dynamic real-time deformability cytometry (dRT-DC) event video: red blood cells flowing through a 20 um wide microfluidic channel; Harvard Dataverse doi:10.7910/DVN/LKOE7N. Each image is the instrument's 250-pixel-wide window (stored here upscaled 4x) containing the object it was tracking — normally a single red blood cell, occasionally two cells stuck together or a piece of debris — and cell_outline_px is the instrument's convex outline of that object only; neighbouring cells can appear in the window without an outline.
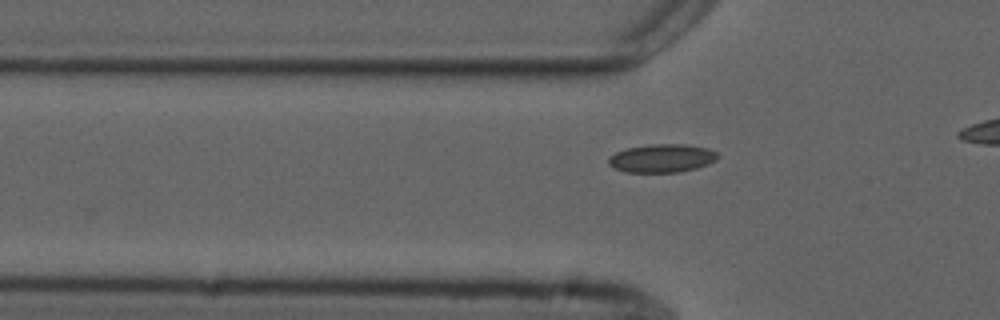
{"species": "common noctule bat (a hibernating species)", "species_latin": "Nyctalus noctula", "temperature_condition": "cold", "stored_images_in_passage": 8, "camera_frame_rate_fps": 3000, "um_per_image_px": 0.085, "animal": {"sex": "male", "forearm_length_mm": 52.5}, "frame": {"image": 1, "passage_image": 3, "time_ms": 0.667, "image_size_px": [1000, 320], "cell_outline_px": [[720, 156], [716, 160], [708, 164], [696, 168], [680, 172], [624, 172], [608, 164], [608, 156], [616, 152], [628, 148], [652, 144], [688, 144], [708, 148], [716, 152]], "centroid_in_image_um": [56.28, 13.45], "position_along_channel_um": 69.5, "area_um2": 18.09}}
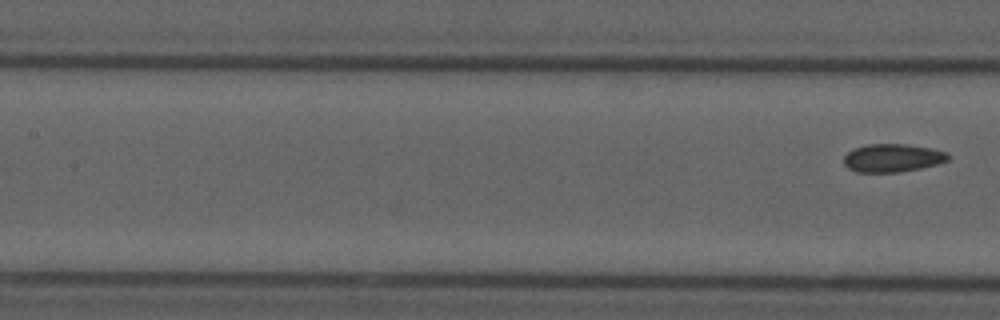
{"frame": {"image": 2, "passage_image": 8, "time_ms": 2.333, "image_size_px": [1000, 320], "cell_outline_px": [[952, 156], [948, 160], [936, 164], [920, 168], [900, 172], [856, 172], [848, 168], [844, 164], [844, 156], [852, 148], [868, 144], [908, 144], [932, 148], [948, 152]], "centroid_in_image_um": [75.88, 13.41], "position_along_channel_um": 131.5, "area_um2": 17.28}}